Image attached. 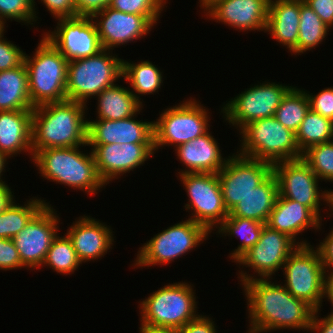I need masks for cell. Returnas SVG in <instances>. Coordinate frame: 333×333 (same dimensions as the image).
Masks as SVG:
<instances>
[{"label":"cell","instance_id":"7c38bea8","mask_svg":"<svg viewBox=\"0 0 333 333\" xmlns=\"http://www.w3.org/2000/svg\"><path fill=\"white\" fill-rule=\"evenodd\" d=\"M273 173L277 178L278 193L281 197L309 207L318 217H321L319 200L322 198L332 209L333 191L327 190L320 195L319 178L302 158L273 164Z\"/></svg>","mask_w":333,"mask_h":333},{"label":"cell","instance_id":"4316f807","mask_svg":"<svg viewBox=\"0 0 333 333\" xmlns=\"http://www.w3.org/2000/svg\"><path fill=\"white\" fill-rule=\"evenodd\" d=\"M278 194L277 178L272 173L263 183L241 199L229 212L228 217H242L266 224Z\"/></svg>","mask_w":333,"mask_h":333},{"label":"cell","instance_id":"e575fe53","mask_svg":"<svg viewBox=\"0 0 333 333\" xmlns=\"http://www.w3.org/2000/svg\"><path fill=\"white\" fill-rule=\"evenodd\" d=\"M124 80L131 83L132 89L138 94H153L161 88L162 73L149 61L131 64L123 60Z\"/></svg>","mask_w":333,"mask_h":333},{"label":"cell","instance_id":"8fae6325","mask_svg":"<svg viewBox=\"0 0 333 333\" xmlns=\"http://www.w3.org/2000/svg\"><path fill=\"white\" fill-rule=\"evenodd\" d=\"M187 190L189 204L185 208L194 210L192 221L201 224L209 232L220 225L229 215L226 210L218 175L215 173H179ZM193 217V218H192Z\"/></svg>","mask_w":333,"mask_h":333},{"label":"cell","instance_id":"52a82bcc","mask_svg":"<svg viewBox=\"0 0 333 333\" xmlns=\"http://www.w3.org/2000/svg\"><path fill=\"white\" fill-rule=\"evenodd\" d=\"M194 296L189 284H168L141 302V321L177 330L199 316Z\"/></svg>","mask_w":333,"mask_h":333},{"label":"cell","instance_id":"cb8c5ba5","mask_svg":"<svg viewBox=\"0 0 333 333\" xmlns=\"http://www.w3.org/2000/svg\"><path fill=\"white\" fill-rule=\"evenodd\" d=\"M176 148L178 158L189 168L182 174H217L227 162L226 159L223 160L216 140L208 132Z\"/></svg>","mask_w":333,"mask_h":333},{"label":"cell","instance_id":"7dc6e473","mask_svg":"<svg viewBox=\"0 0 333 333\" xmlns=\"http://www.w3.org/2000/svg\"><path fill=\"white\" fill-rule=\"evenodd\" d=\"M317 249L321 255L324 269L326 270L327 267L333 268V230L325 238V241L321 242Z\"/></svg>","mask_w":333,"mask_h":333},{"label":"cell","instance_id":"4fadbf2b","mask_svg":"<svg viewBox=\"0 0 333 333\" xmlns=\"http://www.w3.org/2000/svg\"><path fill=\"white\" fill-rule=\"evenodd\" d=\"M272 173L273 164L269 162L239 154L229 156L225 166L217 173L228 213Z\"/></svg>","mask_w":333,"mask_h":333},{"label":"cell","instance_id":"484cf974","mask_svg":"<svg viewBox=\"0 0 333 333\" xmlns=\"http://www.w3.org/2000/svg\"><path fill=\"white\" fill-rule=\"evenodd\" d=\"M300 1L269 0L266 30L290 51L297 53Z\"/></svg>","mask_w":333,"mask_h":333},{"label":"cell","instance_id":"d6986e66","mask_svg":"<svg viewBox=\"0 0 333 333\" xmlns=\"http://www.w3.org/2000/svg\"><path fill=\"white\" fill-rule=\"evenodd\" d=\"M97 172L106 184L121 173L133 171L154 153V143L91 145Z\"/></svg>","mask_w":333,"mask_h":333},{"label":"cell","instance_id":"83f0119b","mask_svg":"<svg viewBox=\"0 0 333 333\" xmlns=\"http://www.w3.org/2000/svg\"><path fill=\"white\" fill-rule=\"evenodd\" d=\"M25 63L0 71V111L33 110Z\"/></svg>","mask_w":333,"mask_h":333},{"label":"cell","instance_id":"4dcf8cb0","mask_svg":"<svg viewBox=\"0 0 333 333\" xmlns=\"http://www.w3.org/2000/svg\"><path fill=\"white\" fill-rule=\"evenodd\" d=\"M264 225V223L252 219L227 217L220 224V227L218 226L219 233H229L234 236L239 235L243 239L242 243L230 256L234 262H237L258 242Z\"/></svg>","mask_w":333,"mask_h":333},{"label":"cell","instance_id":"7402d4cb","mask_svg":"<svg viewBox=\"0 0 333 333\" xmlns=\"http://www.w3.org/2000/svg\"><path fill=\"white\" fill-rule=\"evenodd\" d=\"M67 236L81 262L98 259L111 248V229L93 218L81 217L69 228Z\"/></svg>","mask_w":333,"mask_h":333},{"label":"cell","instance_id":"74e56055","mask_svg":"<svg viewBox=\"0 0 333 333\" xmlns=\"http://www.w3.org/2000/svg\"><path fill=\"white\" fill-rule=\"evenodd\" d=\"M34 0H0V22L5 18L31 23L36 21Z\"/></svg>","mask_w":333,"mask_h":333},{"label":"cell","instance_id":"ba28073f","mask_svg":"<svg viewBox=\"0 0 333 333\" xmlns=\"http://www.w3.org/2000/svg\"><path fill=\"white\" fill-rule=\"evenodd\" d=\"M311 245L298 246L283 265L285 288L295 298L305 301L314 310H320L324 298V266L318 249Z\"/></svg>","mask_w":333,"mask_h":333},{"label":"cell","instance_id":"ee69618b","mask_svg":"<svg viewBox=\"0 0 333 333\" xmlns=\"http://www.w3.org/2000/svg\"><path fill=\"white\" fill-rule=\"evenodd\" d=\"M312 10L330 28L333 25V0H305Z\"/></svg>","mask_w":333,"mask_h":333},{"label":"cell","instance_id":"9a60e30c","mask_svg":"<svg viewBox=\"0 0 333 333\" xmlns=\"http://www.w3.org/2000/svg\"><path fill=\"white\" fill-rule=\"evenodd\" d=\"M57 30L45 34L68 61L94 56L103 50L91 16L60 18Z\"/></svg>","mask_w":333,"mask_h":333},{"label":"cell","instance_id":"d590c367","mask_svg":"<svg viewBox=\"0 0 333 333\" xmlns=\"http://www.w3.org/2000/svg\"><path fill=\"white\" fill-rule=\"evenodd\" d=\"M81 263L67 235L65 237L56 236L53 239L43 262L44 265L46 264L62 274L74 272Z\"/></svg>","mask_w":333,"mask_h":333},{"label":"cell","instance_id":"11a10c76","mask_svg":"<svg viewBox=\"0 0 333 333\" xmlns=\"http://www.w3.org/2000/svg\"><path fill=\"white\" fill-rule=\"evenodd\" d=\"M4 32V23L0 22V36L3 34Z\"/></svg>","mask_w":333,"mask_h":333},{"label":"cell","instance_id":"ac0fdd59","mask_svg":"<svg viewBox=\"0 0 333 333\" xmlns=\"http://www.w3.org/2000/svg\"><path fill=\"white\" fill-rule=\"evenodd\" d=\"M99 16L100 21L97 19ZM91 18L96 22L95 26L102 48L109 51L114 49L113 47L145 36L154 23H157L159 16L124 13L107 6L94 13Z\"/></svg>","mask_w":333,"mask_h":333},{"label":"cell","instance_id":"7a4b0ae2","mask_svg":"<svg viewBox=\"0 0 333 333\" xmlns=\"http://www.w3.org/2000/svg\"><path fill=\"white\" fill-rule=\"evenodd\" d=\"M86 105L72 100L37 106L32 113V154L87 145Z\"/></svg>","mask_w":333,"mask_h":333},{"label":"cell","instance_id":"5bb4252c","mask_svg":"<svg viewBox=\"0 0 333 333\" xmlns=\"http://www.w3.org/2000/svg\"><path fill=\"white\" fill-rule=\"evenodd\" d=\"M292 88L275 83L260 84L229 101L222 111L229 123L239 126L242 130L248 123L273 117L283 98Z\"/></svg>","mask_w":333,"mask_h":333},{"label":"cell","instance_id":"f5cc1de1","mask_svg":"<svg viewBox=\"0 0 333 333\" xmlns=\"http://www.w3.org/2000/svg\"><path fill=\"white\" fill-rule=\"evenodd\" d=\"M7 155L3 152H0V177H1V172L4 170L5 168V163L7 160ZM4 181H2V179L0 178V183H3Z\"/></svg>","mask_w":333,"mask_h":333},{"label":"cell","instance_id":"c3c4849f","mask_svg":"<svg viewBox=\"0 0 333 333\" xmlns=\"http://www.w3.org/2000/svg\"><path fill=\"white\" fill-rule=\"evenodd\" d=\"M319 310H315L312 316L310 330L313 331H319V333H333V312L328 315L327 317H324L321 319H318V313ZM316 315V316H315Z\"/></svg>","mask_w":333,"mask_h":333},{"label":"cell","instance_id":"f546056e","mask_svg":"<svg viewBox=\"0 0 333 333\" xmlns=\"http://www.w3.org/2000/svg\"><path fill=\"white\" fill-rule=\"evenodd\" d=\"M333 139V121L313 112L311 109L301 122L296 133V143L301 153L309 147Z\"/></svg>","mask_w":333,"mask_h":333},{"label":"cell","instance_id":"5b68a950","mask_svg":"<svg viewBox=\"0 0 333 333\" xmlns=\"http://www.w3.org/2000/svg\"><path fill=\"white\" fill-rule=\"evenodd\" d=\"M241 133L243 143L239 155L271 164L302 158L296 134L274 116L248 123Z\"/></svg>","mask_w":333,"mask_h":333},{"label":"cell","instance_id":"836d02e7","mask_svg":"<svg viewBox=\"0 0 333 333\" xmlns=\"http://www.w3.org/2000/svg\"><path fill=\"white\" fill-rule=\"evenodd\" d=\"M330 29L306 3L300 1L299 35L297 53L318 46Z\"/></svg>","mask_w":333,"mask_h":333},{"label":"cell","instance_id":"1f68e13d","mask_svg":"<svg viewBox=\"0 0 333 333\" xmlns=\"http://www.w3.org/2000/svg\"><path fill=\"white\" fill-rule=\"evenodd\" d=\"M45 205L39 199L29 200L25 206L12 202L0 213V238L13 239Z\"/></svg>","mask_w":333,"mask_h":333},{"label":"cell","instance_id":"9c48e42d","mask_svg":"<svg viewBox=\"0 0 333 333\" xmlns=\"http://www.w3.org/2000/svg\"><path fill=\"white\" fill-rule=\"evenodd\" d=\"M210 233L191 219L175 224L158 233L138 251L135 266L169 263L196 247Z\"/></svg>","mask_w":333,"mask_h":333},{"label":"cell","instance_id":"d4e9b609","mask_svg":"<svg viewBox=\"0 0 333 333\" xmlns=\"http://www.w3.org/2000/svg\"><path fill=\"white\" fill-rule=\"evenodd\" d=\"M33 110L0 111V152L7 156L30 150Z\"/></svg>","mask_w":333,"mask_h":333},{"label":"cell","instance_id":"db71d44e","mask_svg":"<svg viewBox=\"0 0 333 333\" xmlns=\"http://www.w3.org/2000/svg\"><path fill=\"white\" fill-rule=\"evenodd\" d=\"M199 1H201L200 3H202L201 4V6L206 10L211 4H213L215 1H217V0H199Z\"/></svg>","mask_w":333,"mask_h":333},{"label":"cell","instance_id":"bcb514c9","mask_svg":"<svg viewBox=\"0 0 333 333\" xmlns=\"http://www.w3.org/2000/svg\"><path fill=\"white\" fill-rule=\"evenodd\" d=\"M110 2L111 0H74L76 16H92L109 6Z\"/></svg>","mask_w":333,"mask_h":333},{"label":"cell","instance_id":"f907efd6","mask_svg":"<svg viewBox=\"0 0 333 333\" xmlns=\"http://www.w3.org/2000/svg\"><path fill=\"white\" fill-rule=\"evenodd\" d=\"M141 324L140 333H177L174 328L153 326L143 322Z\"/></svg>","mask_w":333,"mask_h":333},{"label":"cell","instance_id":"60d3db41","mask_svg":"<svg viewBox=\"0 0 333 333\" xmlns=\"http://www.w3.org/2000/svg\"><path fill=\"white\" fill-rule=\"evenodd\" d=\"M310 109L333 121V88L320 91L316 96L309 95Z\"/></svg>","mask_w":333,"mask_h":333},{"label":"cell","instance_id":"d6a6232c","mask_svg":"<svg viewBox=\"0 0 333 333\" xmlns=\"http://www.w3.org/2000/svg\"><path fill=\"white\" fill-rule=\"evenodd\" d=\"M309 109L307 92L293 87L276 109L274 117L296 134Z\"/></svg>","mask_w":333,"mask_h":333},{"label":"cell","instance_id":"603a6c76","mask_svg":"<svg viewBox=\"0 0 333 333\" xmlns=\"http://www.w3.org/2000/svg\"><path fill=\"white\" fill-rule=\"evenodd\" d=\"M320 220L321 218L309 207L278 194L266 225L289 236L296 242V235L309 226L320 229Z\"/></svg>","mask_w":333,"mask_h":333},{"label":"cell","instance_id":"816d5d0a","mask_svg":"<svg viewBox=\"0 0 333 333\" xmlns=\"http://www.w3.org/2000/svg\"><path fill=\"white\" fill-rule=\"evenodd\" d=\"M331 270L329 276H326V271L324 272V296L327 295L333 306V269Z\"/></svg>","mask_w":333,"mask_h":333},{"label":"cell","instance_id":"30bf717a","mask_svg":"<svg viewBox=\"0 0 333 333\" xmlns=\"http://www.w3.org/2000/svg\"><path fill=\"white\" fill-rule=\"evenodd\" d=\"M193 99L168 108L153 123L154 150L162 145L176 147L209 132L208 113Z\"/></svg>","mask_w":333,"mask_h":333},{"label":"cell","instance_id":"9f6ffc18","mask_svg":"<svg viewBox=\"0 0 333 333\" xmlns=\"http://www.w3.org/2000/svg\"><path fill=\"white\" fill-rule=\"evenodd\" d=\"M275 1H286V0H275ZM291 1H302V2H304L305 0H291Z\"/></svg>","mask_w":333,"mask_h":333},{"label":"cell","instance_id":"e0dca14e","mask_svg":"<svg viewBox=\"0 0 333 333\" xmlns=\"http://www.w3.org/2000/svg\"><path fill=\"white\" fill-rule=\"evenodd\" d=\"M303 245L309 244L306 241L295 243L289 236L265 224L258 242L237 262L247 267L251 266L261 279H270L272 274L283 267L288 256L298 246Z\"/></svg>","mask_w":333,"mask_h":333},{"label":"cell","instance_id":"ffe728a7","mask_svg":"<svg viewBox=\"0 0 333 333\" xmlns=\"http://www.w3.org/2000/svg\"><path fill=\"white\" fill-rule=\"evenodd\" d=\"M120 120L87 121V146L123 143H154L153 122ZM134 119V120H133Z\"/></svg>","mask_w":333,"mask_h":333},{"label":"cell","instance_id":"44dd1931","mask_svg":"<svg viewBox=\"0 0 333 333\" xmlns=\"http://www.w3.org/2000/svg\"><path fill=\"white\" fill-rule=\"evenodd\" d=\"M268 7L269 0H217L206 14L240 30H266Z\"/></svg>","mask_w":333,"mask_h":333},{"label":"cell","instance_id":"f35d334b","mask_svg":"<svg viewBox=\"0 0 333 333\" xmlns=\"http://www.w3.org/2000/svg\"><path fill=\"white\" fill-rule=\"evenodd\" d=\"M164 0H111L109 7L124 13L143 16H159Z\"/></svg>","mask_w":333,"mask_h":333},{"label":"cell","instance_id":"2e32d148","mask_svg":"<svg viewBox=\"0 0 333 333\" xmlns=\"http://www.w3.org/2000/svg\"><path fill=\"white\" fill-rule=\"evenodd\" d=\"M46 204L13 239L21 263L28 268L43 265L53 239L57 236L58 216Z\"/></svg>","mask_w":333,"mask_h":333},{"label":"cell","instance_id":"ab89813d","mask_svg":"<svg viewBox=\"0 0 333 333\" xmlns=\"http://www.w3.org/2000/svg\"><path fill=\"white\" fill-rule=\"evenodd\" d=\"M0 36V71L14 69L24 63L25 55L23 51L10 41L4 40Z\"/></svg>","mask_w":333,"mask_h":333},{"label":"cell","instance_id":"277c9868","mask_svg":"<svg viewBox=\"0 0 333 333\" xmlns=\"http://www.w3.org/2000/svg\"><path fill=\"white\" fill-rule=\"evenodd\" d=\"M25 56L29 96L33 108L48 103L67 100L68 60L45 37L39 43L35 55Z\"/></svg>","mask_w":333,"mask_h":333},{"label":"cell","instance_id":"b9f144b4","mask_svg":"<svg viewBox=\"0 0 333 333\" xmlns=\"http://www.w3.org/2000/svg\"><path fill=\"white\" fill-rule=\"evenodd\" d=\"M23 266L12 239L0 238V270H12Z\"/></svg>","mask_w":333,"mask_h":333},{"label":"cell","instance_id":"681fc988","mask_svg":"<svg viewBox=\"0 0 333 333\" xmlns=\"http://www.w3.org/2000/svg\"><path fill=\"white\" fill-rule=\"evenodd\" d=\"M13 201V195L8 185L0 183V213L4 212Z\"/></svg>","mask_w":333,"mask_h":333},{"label":"cell","instance_id":"3957f363","mask_svg":"<svg viewBox=\"0 0 333 333\" xmlns=\"http://www.w3.org/2000/svg\"><path fill=\"white\" fill-rule=\"evenodd\" d=\"M78 148L41 149L32 158L46 179L93 194L105 183L97 172L93 152L86 155Z\"/></svg>","mask_w":333,"mask_h":333},{"label":"cell","instance_id":"8992f818","mask_svg":"<svg viewBox=\"0 0 333 333\" xmlns=\"http://www.w3.org/2000/svg\"><path fill=\"white\" fill-rule=\"evenodd\" d=\"M106 52L103 49L94 56L68 61L67 100L85 104L90 96H97L123 77V60Z\"/></svg>","mask_w":333,"mask_h":333},{"label":"cell","instance_id":"6da1fadb","mask_svg":"<svg viewBox=\"0 0 333 333\" xmlns=\"http://www.w3.org/2000/svg\"><path fill=\"white\" fill-rule=\"evenodd\" d=\"M240 276L249 302V333L280 328L309 330L315 310L305 301L295 298L284 286L268 279L253 278L243 272Z\"/></svg>","mask_w":333,"mask_h":333},{"label":"cell","instance_id":"f1b7e54d","mask_svg":"<svg viewBox=\"0 0 333 333\" xmlns=\"http://www.w3.org/2000/svg\"><path fill=\"white\" fill-rule=\"evenodd\" d=\"M126 88L116 84L103 89L98 95V118L120 120L136 115L141 110L139 97Z\"/></svg>","mask_w":333,"mask_h":333},{"label":"cell","instance_id":"8d00e7d4","mask_svg":"<svg viewBox=\"0 0 333 333\" xmlns=\"http://www.w3.org/2000/svg\"><path fill=\"white\" fill-rule=\"evenodd\" d=\"M302 159L319 179L333 181V140L309 147Z\"/></svg>","mask_w":333,"mask_h":333},{"label":"cell","instance_id":"7bdbcfd3","mask_svg":"<svg viewBox=\"0 0 333 333\" xmlns=\"http://www.w3.org/2000/svg\"><path fill=\"white\" fill-rule=\"evenodd\" d=\"M56 18L76 17L74 0H41Z\"/></svg>","mask_w":333,"mask_h":333},{"label":"cell","instance_id":"f6af8a7d","mask_svg":"<svg viewBox=\"0 0 333 333\" xmlns=\"http://www.w3.org/2000/svg\"><path fill=\"white\" fill-rule=\"evenodd\" d=\"M209 317L198 316L183 327L177 329V333H216V329Z\"/></svg>","mask_w":333,"mask_h":333}]
</instances>
